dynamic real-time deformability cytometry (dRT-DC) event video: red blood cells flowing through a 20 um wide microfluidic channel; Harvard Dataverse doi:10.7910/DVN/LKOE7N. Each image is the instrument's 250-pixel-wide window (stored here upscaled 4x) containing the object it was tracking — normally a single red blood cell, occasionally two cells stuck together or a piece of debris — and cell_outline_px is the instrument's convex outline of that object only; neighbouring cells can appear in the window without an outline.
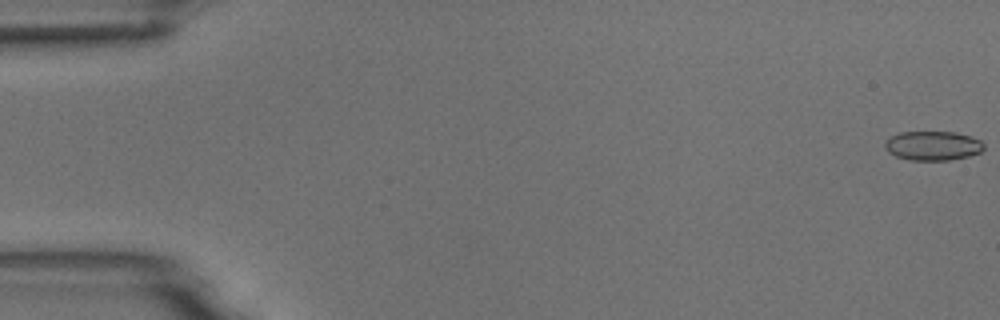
{"species": "common noctule bat (a hibernating species)", "species_latin": "Nyctalus noctula", "temperature_condition": "room temperature", "stored_images_in_passage": 55, "camera_frame_rate_fps": 3000, "um_per_image_px": 0.085, "animal": {"sex": "male", "body_mass_g": 18.8}, "frame": {"image": 1, "passage_image": 1, "time_ms": 0.0, "image_size_px": [1000, 320], "cell_outline_px": [[984, 148], [980, 152], [968, 156], [948, 160], [908, 160], [896, 156], [888, 152], [884, 148], [884, 144], [892, 136], [900, 132], [956, 132], [972, 136], [980, 140], [984, 144]], "centroid_in_image_um": [79.3, 12.38], "position_along_channel_um": 5.7, "area_um2": 16.88}}
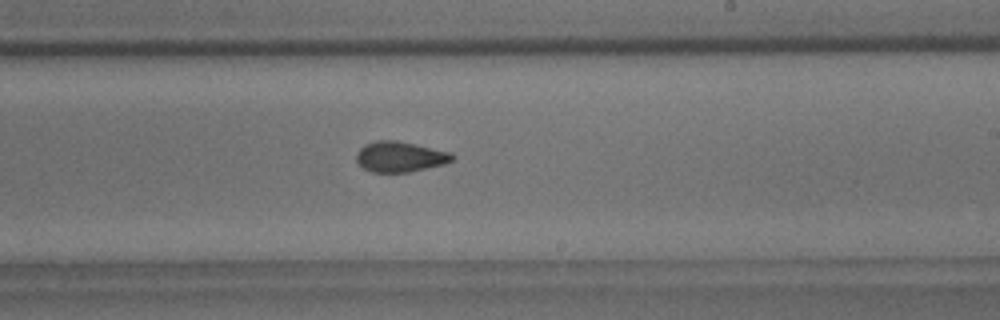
{"frame": {"image": 2, "passage_image": 33, "time_ms": 10.667, "image_size_px": [1000, 320], "cell_outline_px": [[456, 156], [452, 160], [444, 164], [408, 172], [372, 172], [364, 168], [356, 160], [356, 152], [364, 144], [376, 140], [396, 140], [416, 144], [452, 152]], "centroid_in_image_um": [34.01, 13.31], "position_along_channel_um": 255.0, "area_um2": 17.11}}
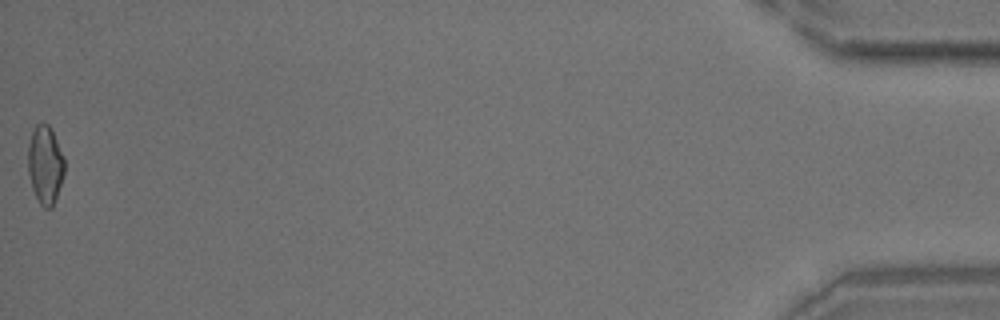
{"frame": {"image": 3, "passage_image": 55, "time_ms": 18.0, "image_size_px": [1000, 320], "cell_outline_px": [[64, 172], [52, 208], [44, 208], [40, 204], [32, 188], [28, 172], [28, 144], [32, 132], [36, 124], [48, 124], [64, 156]], "centroid_in_image_um": [3.83, 14.01], "position_along_channel_um": 431.4, "area_um2": 16.36}, "authors_computed_cell_mechanics": {"area_um2": 17.1088, "velocity_mm_per_s": 3.7366, "shape_relaxation_time_tau1_ms": null, "shape_relaxation_time_tau2_ms": 1.9795, "deformation_change_tau1": null, "deformation_change_tau2": 0.0739}}